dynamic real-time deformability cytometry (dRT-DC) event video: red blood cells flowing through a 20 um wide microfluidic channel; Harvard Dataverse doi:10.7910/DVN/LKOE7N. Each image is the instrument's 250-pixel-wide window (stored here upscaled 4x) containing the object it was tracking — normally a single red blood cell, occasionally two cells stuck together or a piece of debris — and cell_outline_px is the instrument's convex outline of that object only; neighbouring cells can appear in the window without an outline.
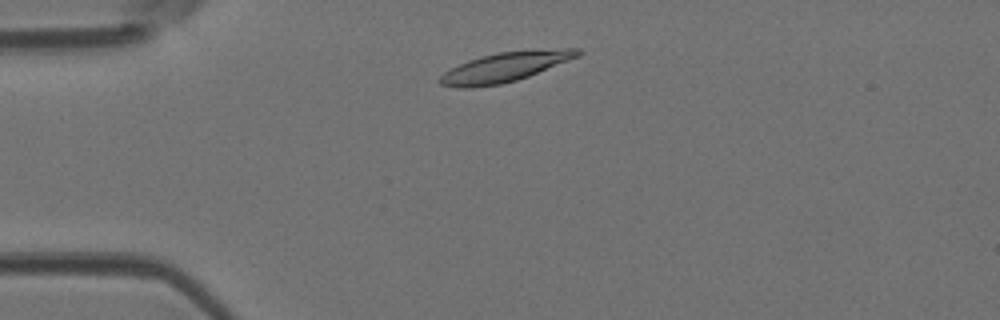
{"species": "Egyptian fruit bat (a non-hibernating species)", "species_latin": "Rousettus aegyptiacus", "temperature_condition": "room temperature", "stored_images_in_passage": 43, "camera_frame_rate_fps": 3000, "um_per_image_px": 0.085, "animal": {"sex": "female"}, "frame": {"image": 1, "passage_image": 5, "time_ms": 1.333, "image_size_px": [1000, 320], "cell_outline_px": [[584, 52], [580, 56], [528, 76], [516, 80], [500, 84], [472, 88], [460, 88], [440, 84], [436, 80], [444, 72], [468, 60], [500, 52], [536, 48], [580, 48]], "centroid_in_image_um": [42.98, 5.68], "position_along_channel_um": 42.0, "area_um2": 23.93}}
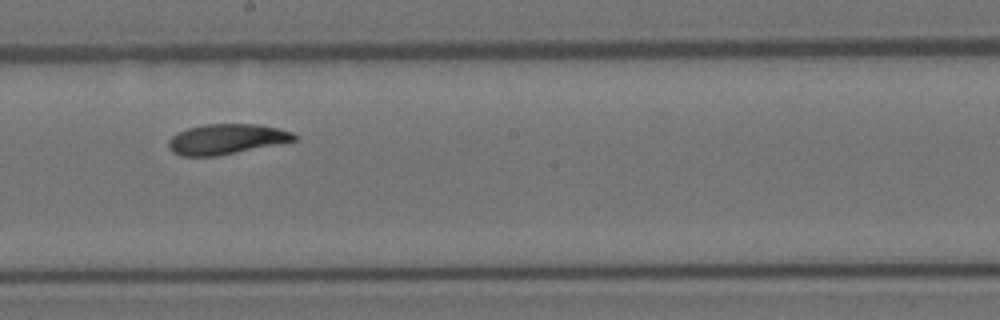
{"frame": {"image": 2, "passage_image": 21, "time_ms": 6.667, "image_size_px": [1000, 320], "cell_outline_px": [[296, 140], [216, 156], [184, 156], [172, 152], [168, 148], [168, 140], [176, 132], [188, 128], [204, 124], [260, 124], [292, 132], [296, 136]], "centroid_in_image_um": [19.18, 11.82], "position_along_channel_um": 229.0, "area_um2": 21.96}}
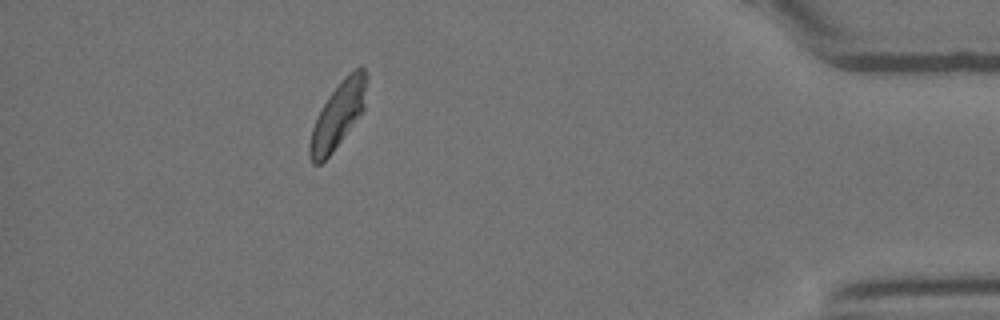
{"frame": {"image": 3, "passage_image": 38, "time_ms": 12.333, "image_size_px": [1000, 320], "cell_outline_px": [[368, 80], [364, 108], [332, 152], [320, 164], [312, 164], [308, 156], [308, 144], [312, 128], [328, 96], [344, 76], [360, 64], [364, 68], [368, 76]], "centroid_in_image_um": [28.74, 9.73], "position_along_channel_um": 406.5, "area_um2": 21.68}, "authors_computed_cell_mechanics": {"area_um2": 22.3686, "velocity_mm_per_s": 4.0038, "shape_relaxation_time_tau1_ms": 3.5746, "shape_relaxation_time_tau2_ms": 3.7987, "deformation_change_tau1": 0.1551, "deformation_change_tau2": 0.0736}}